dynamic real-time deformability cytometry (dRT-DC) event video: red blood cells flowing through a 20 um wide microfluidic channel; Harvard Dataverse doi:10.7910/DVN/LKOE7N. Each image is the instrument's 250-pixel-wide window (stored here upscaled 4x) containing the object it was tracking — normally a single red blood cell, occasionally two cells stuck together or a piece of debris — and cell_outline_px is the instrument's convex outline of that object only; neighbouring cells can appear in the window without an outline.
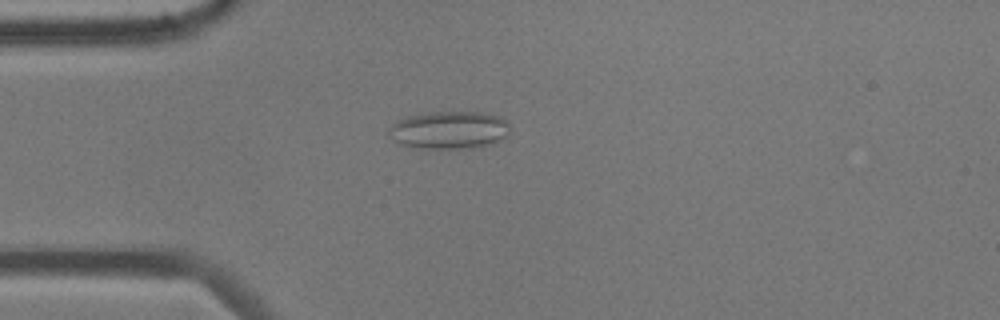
{"species": "common noctule bat (a hibernating species)", "species_latin": "Nyctalus noctula", "temperature_condition": "cold", "stored_images_in_passage": 55, "camera_frame_rate_fps": 3000, "um_per_image_px": 0.085, "animal": {"sex": "male", "body_mass_g": 17.9, "forearm_length_mm": 54.2}, "frame": {"image": 1, "passage_image": 14, "time_ms": 4.333, "image_size_px": [1000, 320], "cell_outline_px": [[508, 132], [500, 140], [492, 144], [480, 148], [412, 148], [396, 144], [388, 136], [388, 128], [392, 124], [408, 116], [428, 112], [480, 112], [500, 116], [508, 120]], "centroid_in_image_um": [38.14, 11.07], "position_along_channel_um": 46.9, "area_um2": 27.05}}
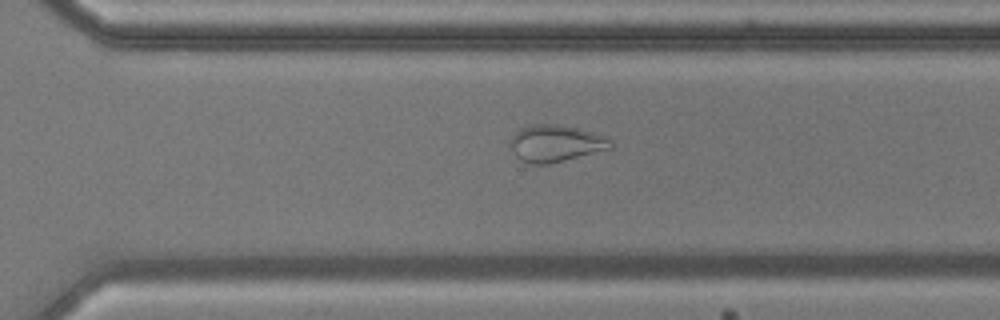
{"frame": {"image": 2, "passage_image": 38, "time_ms": 12.333, "image_size_px": [1000, 320], "cell_outline_px": [[612, 148], [548, 164], [528, 164], [520, 160], [516, 156], [508, 144], [512, 136], [520, 128], [532, 124], [564, 124], [580, 128], [592, 132], [608, 140], [612, 144]], "centroid_in_image_um": [47.16, 12.18], "position_along_channel_um": 323.4, "area_um2": 21.5}}
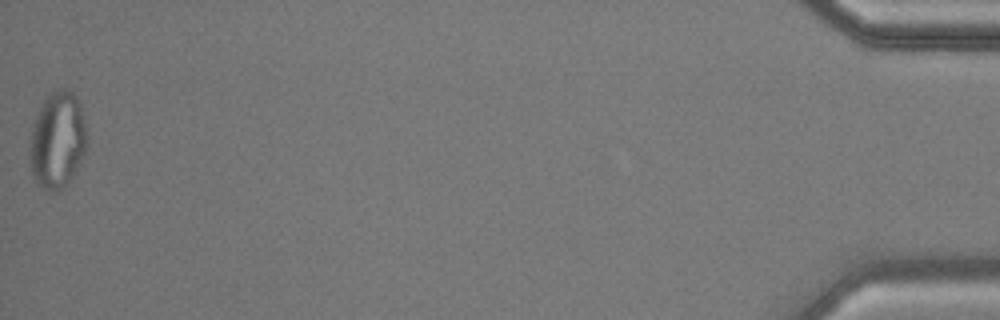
{"frame": {"image": 3, "passage_image": 55, "time_ms": 18.0, "image_size_px": [1000, 320], "cell_outline_px": [[88, 144], [76, 172], [56, 192], [48, 192], [36, 184], [32, 172], [28, 152], [28, 148], [32, 124], [44, 100], [56, 88], [64, 88], [72, 92], [80, 100], [88, 136]], "centroid_in_image_um": [4.88, 11.9], "position_along_channel_um": 430.3, "area_um2": 32.77}, "authors_computed_cell_mechanics": {"area_um2": 26.4724, "velocity_mm_per_s": 3.6049, "shape_relaxation_time_tau1_ms": null, "shape_relaxation_time_tau2_ms": 1.8039, "deformation_change_tau1": null, "deformation_change_tau2": 0.0727}}